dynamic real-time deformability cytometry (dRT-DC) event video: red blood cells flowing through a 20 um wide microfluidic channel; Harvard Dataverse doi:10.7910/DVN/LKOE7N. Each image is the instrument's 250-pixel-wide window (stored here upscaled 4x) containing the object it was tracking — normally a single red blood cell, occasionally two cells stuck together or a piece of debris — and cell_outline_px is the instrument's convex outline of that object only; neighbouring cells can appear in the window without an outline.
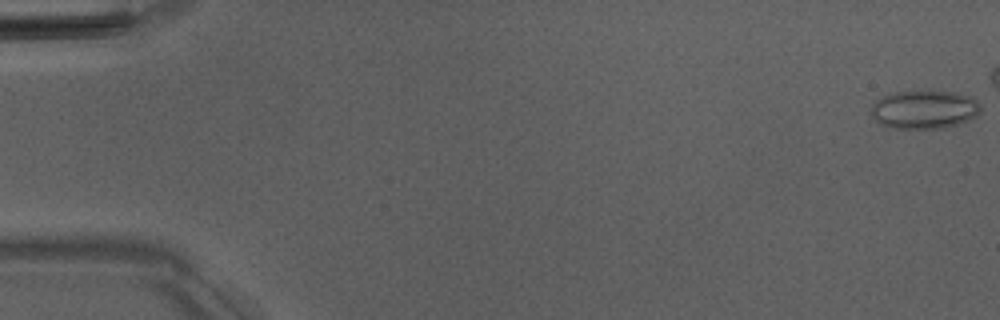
{"species": "Egyptian fruit bat (a non-hibernating species)", "species_latin": "Rousettus aegyptiacus", "temperature_condition": "room temperature", "stored_images_in_passage": 15, "camera_frame_rate_fps": 3000, "um_per_image_px": 0.085, "animal": {"sex": "male"}, "frame": {"image": 1, "passage_image": 1, "time_ms": 0.0, "image_size_px": [1000, 320], "cell_outline_px": [[980, 112], [976, 116], [960, 124], [944, 128], [888, 128], [880, 124], [868, 112], [872, 104], [876, 100], [884, 96], [896, 92], [920, 88], [932, 88], [956, 92], [972, 96], [980, 104]], "centroid_in_image_um": [78.56, 9.26], "position_along_channel_um": 6.4, "area_um2": 25.66}}